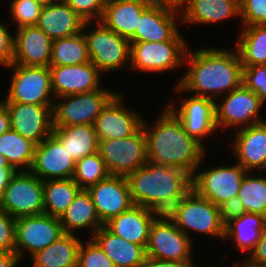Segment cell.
Wrapping results in <instances>:
<instances>
[{"label":"cell","mask_w":266,"mask_h":267,"mask_svg":"<svg viewBox=\"0 0 266 267\" xmlns=\"http://www.w3.org/2000/svg\"><path fill=\"white\" fill-rule=\"evenodd\" d=\"M242 28L235 46L242 66L266 65V25Z\"/></svg>","instance_id":"33"},{"label":"cell","mask_w":266,"mask_h":267,"mask_svg":"<svg viewBox=\"0 0 266 267\" xmlns=\"http://www.w3.org/2000/svg\"><path fill=\"white\" fill-rule=\"evenodd\" d=\"M59 220L65 234H74L75 230L89 228L92 237L100 227L104 226L86 189H81L77 193Z\"/></svg>","instance_id":"29"},{"label":"cell","mask_w":266,"mask_h":267,"mask_svg":"<svg viewBox=\"0 0 266 267\" xmlns=\"http://www.w3.org/2000/svg\"><path fill=\"white\" fill-rule=\"evenodd\" d=\"M77 267H115V265L99 245L89 237L87 243L80 245Z\"/></svg>","instance_id":"41"},{"label":"cell","mask_w":266,"mask_h":267,"mask_svg":"<svg viewBox=\"0 0 266 267\" xmlns=\"http://www.w3.org/2000/svg\"><path fill=\"white\" fill-rule=\"evenodd\" d=\"M242 84L261 97L266 87V65L259 64L243 67Z\"/></svg>","instance_id":"43"},{"label":"cell","mask_w":266,"mask_h":267,"mask_svg":"<svg viewBox=\"0 0 266 267\" xmlns=\"http://www.w3.org/2000/svg\"><path fill=\"white\" fill-rule=\"evenodd\" d=\"M92 32L83 35L91 62L101 73L122 69L130 63V40L108 29L100 21Z\"/></svg>","instance_id":"9"},{"label":"cell","mask_w":266,"mask_h":267,"mask_svg":"<svg viewBox=\"0 0 266 267\" xmlns=\"http://www.w3.org/2000/svg\"><path fill=\"white\" fill-rule=\"evenodd\" d=\"M240 17L239 0H190L181 14L183 24H213Z\"/></svg>","instance_id":"28"},{"label":"cell","mask_w":266,"mask_h":267,"mask_svg":"<svg viewBox=\"0 0 266 267\" xmlns=\"http://www.w3.org/2000/svg\"><path fill=\"white\" fill-rule=\"evenodd\" d=\"M126 178L134 204L147 208L170 195L189 193L193 189L192 176L189 173L152 161H147Z\"/></svg>","instance_id":"3"},{"label":"cell","mask_w":266,"mask_h":267,"mask_svg":"<svg viewBox=\"0 0 266 267\" xmlns=\"http://www.w3.org/2000/svg\"><path fill=\"white\" fill-rule=\"evenodd\" d=\"M116 94L115 91L100 88L59 97L60 102L54 103L52 109L53 127L93 125L102 109Z\"/></svg>","instance_id":"4"},{"label":"cell","mask_w":266,"mask_h":267,"mask_svg":"<svg viewBox=\"0 0 266 267\" xmlns=\"http://www.w3.org/2000/svg\"><path fill=\"white\" fill-rule=\"evenodd\" d=\"M0 209L14 218L43 214V181L25 168L16 171L4 191Z\"/></svg>","instance_id":"7"},{"label":"cell","mask_w":266,"mask_h":267,"mask_svg":"<svg viewBox=\"0 0 266 267\" xmlns=\"http://www.w3.org/2000/svg\"><path fill=\"white\" fill-rule=\"evenodd\" d=\"M123 97L117 92L95 119L93 126L98 141L127 138L142 127L143 118L139 112L122 105Z\"/></svg>","instance_id":"17"},{"label":"cell","mask_w":266,"mask_h":267,"mask_svg":"<svg viewBox=\"0 0 266 267\" xmlns=\"http://www.w3.org/2000/svg\"><path fill=\"white\" fill-rule=\"evenodd\" d=\"M36 146V143L11 129L0 136V154L16 171H20L21 166L25 167L26 171L30 170Z\"/></svg>","instance_id":"35"},{"label":"cell","mask_w":266,"mask_h":267,"mask_svg":"<svg viewBox=\"0 0 266 267\" xmlns=\"http://www.w3.org/2000/svg\"><path fill=\"white\" fill-rule=\"evenodd\" d=\"M5 68L13 69L5 103L54 105L49 67L11 64Z\"/></svg>","instance_id":"6"},{"label":"cell","mask_w":266,"mask_h":267,"mask_svg":"<svg viewBox=\"0 0 266 267\" xmlns=\"http://www.w3.org/2000/svg\"><path fill=\"white\" fill-rule=\"evenodd\" d=\"M104 5L109 4L111 2H115L117 0H101Z\"/></svg>","instance_id":"58"},{"label":"cell","mask_w":266,"mask_h":267,"mask_svg":"<svg viewBox=\"0 0 266 267\" xmlns=\"http://www.w3.org/2000/svg\"><path fill=\"white\" fill-rule=\"evenodd\" d=\"M194 262L165 261L146 257L141 267H197Z\"/></svg>","instance_id":"50"},{"label":"cell","mask_w":266,"mask_h":267,"mask_svg":"<svg viewBox=\"0 0 266 267\" xmlns=\"http://www.w3.org/2000/svg\"><path fill=\"white\" fill-rule=\"evenodd\" d=\"M67 4L86 22L100 21L105 7L101 0H69Z\"/></svg>","instance_id":"45"},{"label":"cell","mask_w":266,"mask_h":267,"mask_svg":"<svg viewBox=\"0 0 266 267\" xmlns=\"http://www.w3.org/2000/svg\"><path fill=\"white\" fill-rule=\"evenodd\" d=\"M0 166H11L8 160L0 154Z\"/></svg>","instance_id":"54"},{"label":"cell","mask_w":266,"mask_h":267,"mask_svg":"<svg viewBox=\"0 0 266 267\" xmlns=\"http://www.w3.org/2000/svg\"><path fill=\"white\" fill-rule=\"evenodd\" d=\"M54 105L6 103L11 130L37 145L52 134Z\"/></svg>","instance_id":"15"},{"label":"cell","mask_w":266,"mask_h":267,"mask_svg":"<svg viewBox=\"0 0 266 267\" xmlns=\"http://www.w3.org/2000/svg\"><path fill=\"white\" fill-rule=\"evenodd\" d=\"M150 0H117L106 4L100 22L121 37L130 39L137 29L141 14Z\"/></svg>","instance_id":"25"},{"label":"cell","mask_w":266,"mask_h":267,"mask_svg":"<svg viewBox=\"0 0 266 267\" xmlns=\"http://www.w3.org/2000/svg\"><path fill=\"white\" fill-rule=\"evenodd\" d=\"M233 152L246 171H263L266 165V121L235 131Z\"/></svg>","instance_id":"23"},{"label":"cell","mask_w":266,"mask_h":267,"mask_svg":"<svg viewBox=\"0 0 266 267\" xmlns=\"http://www.w3.org/2000/svg\"><path fill=\"white\" fill-rule=\"evenodd\" d=\"M243 26L266 25V0H239Z\"/></svg>","instance_id":"42"},{"label":"cell","mask_w":266,"mask_h":267,"mask_svg":"<svg viewBox=\"0 0 266 267\" xmlns=\"http://www.w3.org/2000/svg\"><path fill=\"white\" fill-rule=\"evenodd\" d=\"M188 193L170 195L148 207L152 223L175 224L179 210Z\"/></svg>","instance_id":"39"},{"label":"cell","mask_w":266,"mask_h":267,"mask_svg":"<svg viewBox=\"0 0 266 267\" xmlns=\"http://www.w3.org/2000/svg\"><path fill=\"white\" fill-rule=\"evenodd\" d=\"M242 264V265H241ZM241 265V266H240ZM233 266L234 267H250V266H248L244 261L243 262H237V263H235V264H233Z\"/></svg>","instance_id":"57"},{"label":"cell","mask_w":266,"mask_h":267,"mask_svg":"<svg viewBox=\"0 0 266 267\" xmlns=\"http://www.w3.org/2000/svg\"><path fill=\"white\" fill-rule=\"evenodd\" d=\"M11 129L10 115L5 101L0 100V136Z\"/></svg>","instance_id":"52"},{"label":"cell","mask_w":266,"mask_h":267,"mask_svg":"<svg viewBox=\"0 0 266 267\" xmlns=\"http://www.w3.org/2000/svg\"><path fill=\"white\" fill-rule=\"evenodd\" d=\"M19 262L15 252H0V267H16Z\"/></svg>","instance_id":"53"},{"label":"cell","mask_w":266,"mask_h":267,"mask_svg":"<svg viewBox=\"0 0 266 267\" xmlns=\"http://www.w3.org/2000/svg\"><path fill=\"white\" fill-rule=\"evenodd\" d=\"M175 225L190 239L189 233L193 231L224 240L219 206L200 196L194 189L183 200Z\"/></svg>","instance_id":"12"},{"label":"cell","mask_w":266,"mask_h":267,"mask_svg":"<svg viewBox=\"0 0 266 267\" xmlns=\"http://www.w3.org/2000/svg\"><path fill=\"white\" fill-rule=\"evenodd\" d=\"M91 22L82 19L67 3L43 5L37 27L52 40L62 39L82 32Z\"/></svg>","instance_id":"24"},{"label":"cell","mask_w":266,"mask_h":267,"mask_svg":"<svg viewBox=\"0 0 266 267\" xmlns=\"http://www.w3.org/2000/svg\"><path fill=\"white\" fill-rule=\"evenodd\" d=\"M7 28L0 22V64L4 67L12 64L14 55V35Z\"/></svg>","instance_id":"46"},{"label":"cell","mask_w":266,"mask_h":267,"mask_svg":"<svg viewBox=\"0 0 266 267\" xmlns=\"http://www.w3.org/2000/svg\"><path fill=\"white\" fill-rule=\"evenodd\" d=\"M87 191L103 224L134 205L126 176L109 175Z\"/></svg>","instance_id":"16"},{"label":"cell","mask_w":266,"mask_h":267,"mask_svg":"<svg viewBox=\"0 0 266 267\" xmlns=\"http://www.w3.org/2000/svg\"><path fill=\"white\" fill-rule=\"evenodd\" d=\"M184 63L189 69L175 86L179 93L191 91L194 96L215 101L216 96L221 97L242 85L243 66L236 49L234 52L214 47L187 50Z\"/></svg>","instance_id":"1"},{"label":"cell","mask_w":266,"mask_h":267,"mask_svg":"<svg viewBox=\"0 0 266 267\" xmlns=\"http://www.w3.org/2000/svg\"><path fill=\"white\" fill-rule=\"evenodd\" d=\"M109 172L99 152L87 155L75 162L72 179L81 189H88L109 176Z\"/></svg>","instance_id":"38"},{"label":"cell","mask_w":266,"mask_h":267,"mask_svg":"<svg viewBox=\"0 0 266 267\" xmlns=\"http://www.w3.org/2000/svg\"><path fill=\"white\" fill-rule=\"evenodd\" d=\"M192 240L175 224L152 223L146 256L165 261L193 262Z\"/></svg>","instance_id":"14"},{"label":"cell","mask_w":266,"mask_h":267,"mask_svg":"<svg viewBox=\"0 0 266 267\" xmlns=\"http://www.w3.org/2000/svg\"><path fill=\"white\" fill-rule=\"evenodd\" d=\"M52 134L75 162L98 152V139L93 125L53 127Z\"/></svg>","instance_id":"30"},{"label":"cell","mask_w":266,"mask_h":267,"mask_svg":"<svg viewBox=\"0 0 266 267\" xmlns=\"http://www.w3.org/2000/svg\"><path fill=\"white\" fill-rule=\"evenodd\" d=\"M130 63L132 70L152 74L174 70L185 65L188 49L186 41H130Z\"/></svg>","instance_id":"5"},{"label":"cell","mask_w":266,"mask_h":267,"mask_svg":"<svg viewBox=\"0 0 266 267\" xmlns=\"http://www.w3.org/2000/svg\"><path fill=\"white\" fill-rule=\"evenodd\" d=\"M69 0H55L56 3H67Z\"/></svg>","instance_id":"59"},{"label":"cell","mask_w":266,"mask_h":267,"mask_svg":"<svg viewBox=\"0 0 266 267\" xmlns=\"http://www.w3.org/2000/svg\"><path fill=\"white\" fill-rule=\"evenodd\" d=\"M82 241L75 234H64L57 241L34 254V267H77Z\"/></svg>","instance_id":"31"},{"label":"cell","mask_w":266,"mask_h":267,"mask_svg":"<svg viewBox=\"0 0 266 267\" xmlns=\"http://www.w3.org/2000/svg\"><path fill=\"white\" fill-rule=\"evenodd\" d=\"M49 69L56 99L101 88L102 74L92 62L72 66H49Z\"/></svg>","instance_id":"20"},{"label":"cell","mask_w":266,"mask_h":267,"mask_svg":"<svg viewBox=\"0 0 266 267\" xmlns=\"http://www.w3.org/2000/svg\"><path fill=\"white\" fill-rule=\"evenodd\" d=\"M150 1L152 4L156 6L176 12L178 14H182L187 9L190 2V0H150Z\"/></svg>","instance_id":"49"},{"label":"cell","mask_w":266,"mask_h":267,"mask_svg":"<svg viewBox=\"0 0 266 267\" xmlns=\"http://www.w3.org/2000/svg\"><path fill=\"white\" fill-rule=\"evenodd\" d=\"M40 2L42 5H49L51 3H55V0H36Z\"/></svg>","instance_id":"56"},{"label":"cell","mask_w":266,"mask_h":267,"mask_svg":"<svg viewBox=\"0 0 266 267\" xmlns=\"http://www.w3.org/2000/svg\"><path fill=\"white\" fill-rule=\"evenodd\" d=\"M29 171L42 181L70 179L75 171V161L60 141L51 134L36 146Z\"/></svg>","instance_id":"19"},{"label":"cell","mask_w":266,"mask_h":267,"mask_svg":"<svg viewBox=\"0 0 266 267\" xmlns=\"http://www.w3.org/2000/svg\"><path fill=\"white\" fill-rule=\"evenodd\" d=\"M16 173L12 166H0V202L11 177Z\"/></svg>","instance_id":"51"},{"label":"cell","mask_w":266,"mask_h":267,"mask_svg":"<svg viewBox=\"0 0 266 267\" xmlns=\"http://www.w3.org/2000/svg\"><path fill=\"white\" fill-rule=\"evenodd\" d=\"M181 103L178 110L172 102L167 107L181 121L186 133L206 148L203 138L217 130L215 101L207 97L191 96Z\"/></svg>","instance_id":"18"},{"label":"cell","mask_w":266,"mask_h":267,"mask_svg":"<svg viewBox=\"0 0 266 267\" xmlns=\"http://www.w3.org/2000/svg\"><path fill=\"white\" fill-rule=\"evenodd\" d=\"M152 225L147 207L134 204L128 210L112 217L104 226L115 236L146 248Z\"/></svg>","instance_id":"26"},{"label":"cell","mask_w":266,"mask_h":267,"mask_svg":"<svg viewBox=\"0 0 266 267\" xmlns=\"http://www.w3.org/2000/svg\"><path fill=\"white\" fill-rule=\"evenodd\" d=\"M247 173L248 171L237 163H233V166L222 165L200 172L197 168L192 176L193 189L200 196L220 206L225 201L238 195Z\"/></svg>","instance_id":"10"},{"label":"cell","mask_w":266,"mask_h":267,"mask_svg":"<svg viewBox=\"0 0 266 267\" xmlns=\"http://www.w3.org/2000/svg\"><path fill=\"white\" fill-rule=\"evenodd\" d=\"M266 102V87L264 88V94L260 97V103L261 106H264V103Z\"/></svg>","instance_id":"55"},{"label":"cell","mask_w":266,"mask_h":267,"mask_svg":"<svg viewBox=\"0 0 266 267\" xmlns=\"http://www.w3.org/2000/svg\"><path fill=\"white\" fill-rule=\"evenodd\" d=\"M244 262L250 267L266 266V224L261 233L260 240L256 243L254 250L244 259Z\"/></svg>","instance_id":"48"},{"label":"cell","mask_w":266,"mask_h":267,"mask_svg":"<svg viewBox=\"0 0 266 267\" xmlns=\"http://www.w3.org/2000/svg\"><path fill=\"white\" fill-rule=\"evenodd\" d=\"M91 62L87 41L82 32L53 40L49 66H72Z\"/></svg>","instance_id":"36"},{"label":"cell","mask_w":266,"mask_h":267,"mask_svg":"<svg viewBox=\"0 0 266 267\" xmlns=\"http://www.w3.org/2000/svg\"><path fill=\"white\" fill-rule=\"evenodd\" d=\"M248 172L241 184L237 197L242 201L246 213L266 216V176L255 177Z\"/></svg>","instance_id":"37"},{"label":"cell","mask_w":266,"mask_h":267,"mask_svg":"<svg viewBox=\"0 0 266 267\" xmlns=\"http://www.w3.org/2000/svg\"><path fill=\"white\" fill-rule=\"evenodd\" d=\"M177 16L181 14L151 4L140 16L135 34L130 41H186L179 33ZM177 24V25H176Z\"/></svg>","instance_id":"21"},{"label":"cell","mask_w":266,"mask_h":267,"mask_svg":"<svg viewBox=\"0 0 266 267\" xmlns=\"http://www.w3.org/2000/svg\"><path fill=\"white\" fill-rule=\"evenodd\" d=\"M98 152L110 175L127 176L148 161L144 129L127 138L98 141Z\"/></svg>","instance_id":"8"},{"label":"cell","mask_w":266,"mask_h":267,"mask_svg":"<svg viewBox=\"0 0 266 267\" xmlns=\"http://www.w3.org/2000/svg\"><path fill=\"white\" fill-rule=\"evenodd\" d=\"M16 218L0 209V252H15Z\"/></svg>","instance_id":"44"},{"label":"cell","mask_w":266,"mask_h":267,"mask_svg":"<svg viewBox=\"0 0 266 267\" xmlns=\"http://www.w3.org/2000/svg\"><path fill=\"white\" fill-rule=\"evenodd\" d=\"M221 223L225 226L231 220L237 219L245 212L242 201L236 196L219 206Z\"/></svg>","instance_id":"47"},{"label":"cell","mask_w":266,"mask_h":267,"mask_svg":"<svg viewBox=\"0 0 266 267\" xmlns=\"http://www.w3.org/2000/svg\"><path fill=\"white\" fill-rule=\"evenodd\" d=\"M262 106L260 97L243 84L223 97V103L215 101V120L219 128L248 127L266 121L258 117ZM238 126V127H237Z\"/></svg>","instance_id":"13"},{"label":"cell","mask_w":266,"mask_h":267,"mask_svg":"<svg viewBox=\"0 0 266 267\" xmlns=\"http://www.w3.org/2000/svg\"><path fill=\"white\" fill-rule=\"evenodd\" d=\"M145 121L142 128L146 135L147 160L180 168L193 176L202 164L206 148L186 133L181 121L167 106L152 126L148 127Z\"/></svg>","instance_id":"2"},{"label":"cell","mask_w":266,"mask_h":267,"mask_svg":"<svg viewBox=\"0 0 266 267\" xmlns=\"http://www.w3.org/2000/svg\"><path fill=\"white\" fill-rule=\"evenodd\" d=\"M92 238L115 267H141L146 259V248L115 236L105 226L100 227Z\"/></svg>","instance_id":"27"},{"label":"cell","mask_w":266,"mask_h":267,"mask_svg":"<svg viewBox=\"0 0 266 267\" xmlns=\"http://www.w3.org/2000/svg\"><path fill=\"white\" fill-rule=\"evenodd\" d=\"M10 14L16 23V29L37 25L43 5L36 0H12Z\"/></svg>","instance_id":"40"},{"label":"cell","mask_w":266,"mask_h":267,"mask_svg":"<svg viewBox=\"0 0 266 267\" xmlns=\"http://www.w3.org/2000/svg\"><path fill=\"white\" fill-rule=\"evenodd\" d=\"M266 216L259 213H243L224 226V239L231 240L242 252L251 253L261 238Z\"/></svg>","instance_id":"32"},{"label":"cell","mask_w":266,"mask_h":267,"mask_svg":"<svg viewBox=\"0 0 266 267\" xmlns=\"http://www.w3.org/2000/svg\"><path fill=\"white\" fill-rule=\"evenodd\" d=\"M64 234L58 217L43 213L16 218L15 253L21 260L25 250L31 258Z\"/></svg>","instance_id":"11"},{"label":"cell","mask_w":266,"mask_h":267,"mask_svg":"<svg viewBox=\"0 0 266 267\" xmlns=\"http://www.w3.org/2000/svg\"><path fill=\"white\" fill-rule=\"evenodd\" d=\"M80 190L72 178L43 181L44 213L60 218Z\"/></svg>","instance_id":"34"},{"label":"cell","mask_w":266,"mask_h":267,"mask_svg":"<svg viewBox=\"0 0 266 267\" xmlns=\"http://www.w3.org/2000/svg\"><path fill=\"white\" fill-rule=\"evenodd\" d=\"M53 40L36 25L16 29L12 64L49 67Z\"/></svg>","instance_id":"22"}]
</instances>
